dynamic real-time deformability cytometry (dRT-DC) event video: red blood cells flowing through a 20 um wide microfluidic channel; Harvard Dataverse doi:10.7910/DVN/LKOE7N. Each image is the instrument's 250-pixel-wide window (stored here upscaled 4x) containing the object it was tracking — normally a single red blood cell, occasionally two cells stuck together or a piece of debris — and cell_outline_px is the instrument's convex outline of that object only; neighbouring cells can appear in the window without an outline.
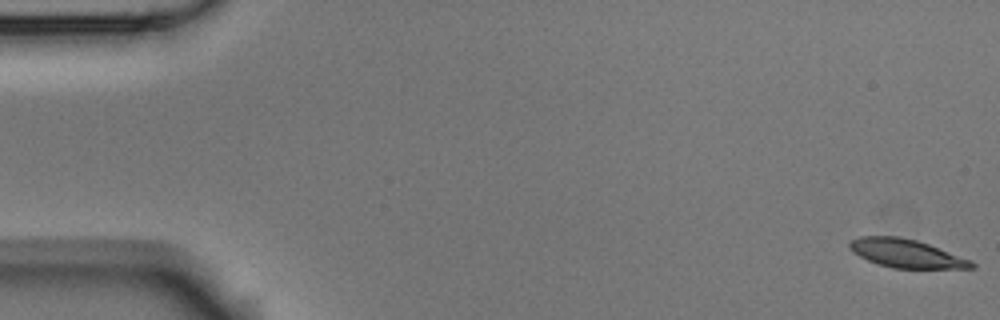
{"species": "Egyptian fruit bat (a non-hibernating species)", "species_latin": "Rousettus aegyptiacus", "temperature_condition": "room temperature", "stored_images_in_passage": 55, "camera_frame_rate_fps": 3000, "um_per_image_px": 0.085, "animal": {"sex": "male"}, "frame": {"image": 1, "passage_image": 1, "time_ms": 0.0, "image_size_px": [1000, 320], "cell_outline_px": [[976, 268], [892, 268], [868, 260], [852, 252], [848, 244], [852, 240], [860, 236], [900, 236], [916, 240], [928, 244], [972, 260], [976, 264]], "centroid_in_image_um": [77.04, 21.54], "position_along_channel_um": 8.0, "area_um2": 20.06}}
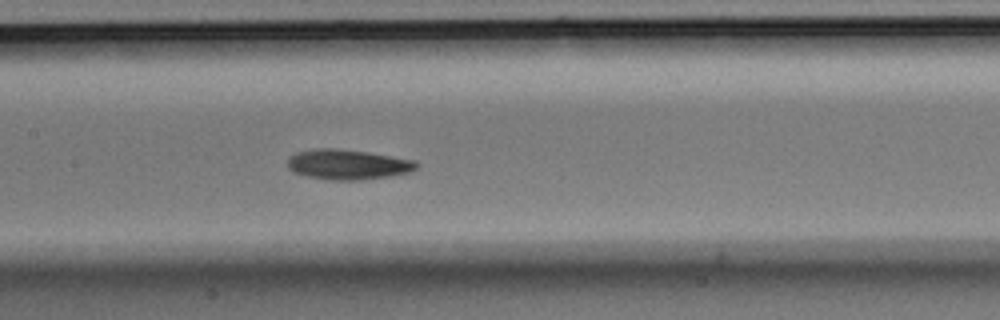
{"frame": {"image": 2, "passage_image": 26, "time_ms": 8.333, "image_size_px": [1000, 320], "cell_outline_px": [[420, 164], [416, 168], [408, 172], [388, 176], [360, 180], [328, 180], [308, 176], [292, 172], [288, 168], [288, 156], [296, 152], [316, 148], [336, 148], [368, 152], [416, 160]], "centroid_in_image_um": [29.54, 13.97], "position_along_channel_um": 177.9, "area_um2": 22.72}}
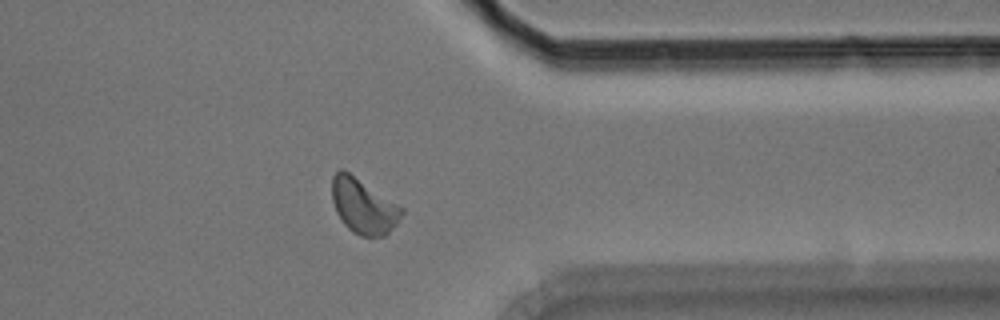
{"frame": {"image": 3, "passage_image": 43, "time_ms": 14.0, "image_size_px": [1000, 320], "cell_outline_px": [[404, 212], [396, 224], [384, 236], [360, 236], [352, 232], [344, 224], [336, 212], [332, 200], [332, 176], [340, 168], [344, 168], [404, 208]], "centroid_in_image_um": [30.87, 17.49], "position_along_channel_um": 380.5, "area_um2": 22.43}, "authors_computed_cell_mechanics": {"area_um2": 21.5016, "velocity_mm_per_s": 3.7191, "shape_relaxation_time_tau1_ms": 7.1082, "shape_relaxation_time_tau2_ms": 3.9792, "deformation_change_tau1": 0.1669, "deformation_change_tau2": 0.103}}